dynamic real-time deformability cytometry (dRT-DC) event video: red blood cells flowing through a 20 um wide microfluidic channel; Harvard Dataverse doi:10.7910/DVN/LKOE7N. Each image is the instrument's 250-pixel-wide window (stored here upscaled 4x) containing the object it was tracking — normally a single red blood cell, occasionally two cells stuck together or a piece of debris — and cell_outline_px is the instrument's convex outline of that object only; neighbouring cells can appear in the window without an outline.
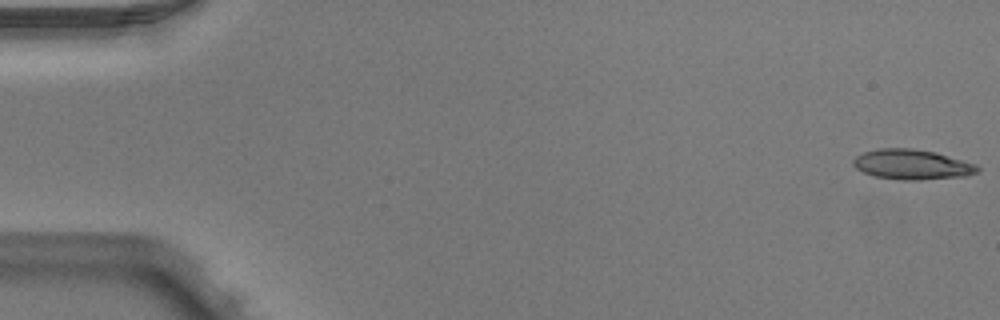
{"species": "Egyptian fruit bat (a non-hibernating species)", "species_latin": "Rousettus aegyptiacus", "temperature_condition": "warm", "stored_images_in_passage": 51, "camera_frame_rate_fps": 3000, "um_per_image_px": 0.085, "animal": {"sex": "male"}, "frame": {"image": 1, "passage_image": 1, "time_ms": 0.0, "image_size_px": [1000, 320], "cell_outline_px": [[980, 168], [976, 172], [968, 176], [916, 180], [904, 180], [876, 176], [864, 172], [856, 168], [852, 164], [852, 160], [856, 156], [864, 152], [880, 148], [912, 148], [936, 152], [976, 164]], "centroid_in_image_um": [77.53, 13.97], "position_along_channel_um": 7.5, "area_um2": 21.68}}
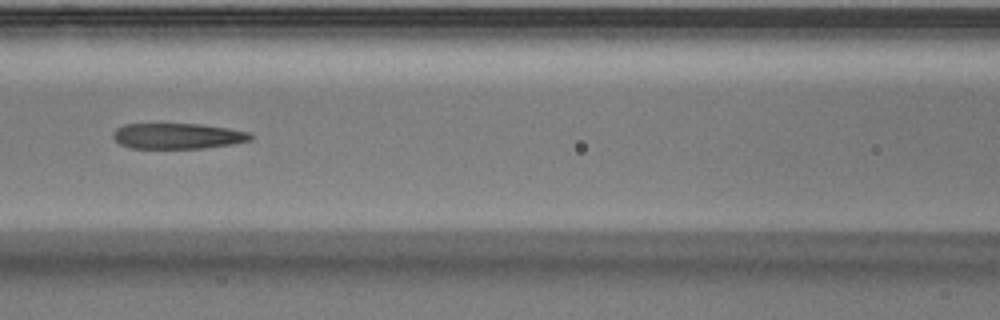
{"frame": {"image": 2, "passage_image": 23, "time_ms": 7.333, "image_size_px": [1000, 320], "cell_outline_px": [[252, 140], [232, 144], [204, 148], [132, 148], [120, 144], [112, 136], [112, 132], [116, 128], [124, 124], [200, 124], [228, 128], [252, 132]], "centroid_in_image_um": [15.12, 11.56], "position_along_channel_um": 151.5, "area_um2": 20.63}}
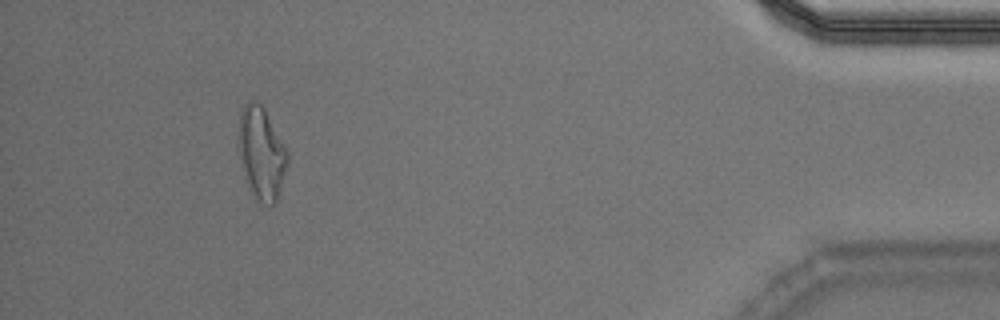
{"frame": {"image": 3, "passage_image": 47, "time_ms": 15.333, "image_size_px": [1000, 320], "cell_outline_px": [[288, 164], [276, 204], [268, 208], [252, 192], [244, 168], [240, 152], [240, 112], [244, 104], [248, 100], [256, 100], [264, 108], [288, 152]], "centroid_in_image_um": [22.28, 13.02], "position_along_channel_um": 412.9, "area_um2": 25.61}, "authors_computed_cell_mechanics": {"area_um2": 21.6172, "velocity_mm_per_s": 4.0115, "shape_relaxation_time_tau1_ms": null, "shape_relaxation_time_tau2_ms": 2.6783, "deformation_change_tau1": null, "deformation_change_tau2": 0.1393}}